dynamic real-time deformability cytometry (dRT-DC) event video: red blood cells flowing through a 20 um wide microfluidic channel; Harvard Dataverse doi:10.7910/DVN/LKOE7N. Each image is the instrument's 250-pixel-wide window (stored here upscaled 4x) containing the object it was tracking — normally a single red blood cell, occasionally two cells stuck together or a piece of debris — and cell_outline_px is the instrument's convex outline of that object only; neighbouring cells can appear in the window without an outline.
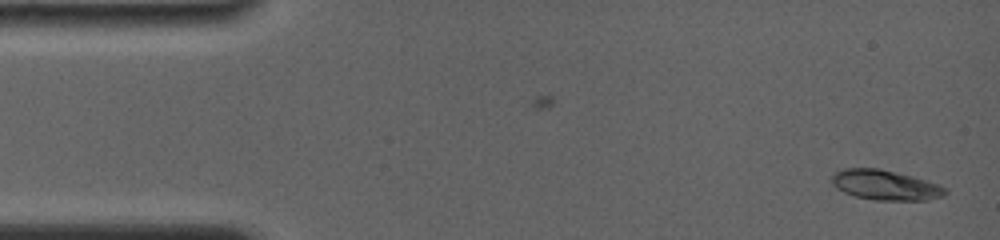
{"species": "common noctule bat (a hibernating species)", "species_latin": "Nyctalus noctula", "temperature_condition": "room temperature", "stored_images_in_passage": 38, "camera_frame_rate_fps": 4000, "um_per_image_px": 0.085, "animal": {"sex": "female", "body_mass_g": 19.0, "forearm_length_mm": 56.7}, "frame": {"image": 1, "passage_image": 1, "time_ms": 0.0, "image_size_px": [1000, 240], "cell_outline_px": [[948, 192], [944, 196], [928, 200], [876, 200], [856, 196], [844, 192], [836, 188], [832, 184], [832, 176], [836, 172], [844, 168], [880, 168], [912, 176], [948, 188]], "centroid_in_image_um": [75.26, 15.73], "position_along_channel_um": 9.7, "area_um2": 19.77}}
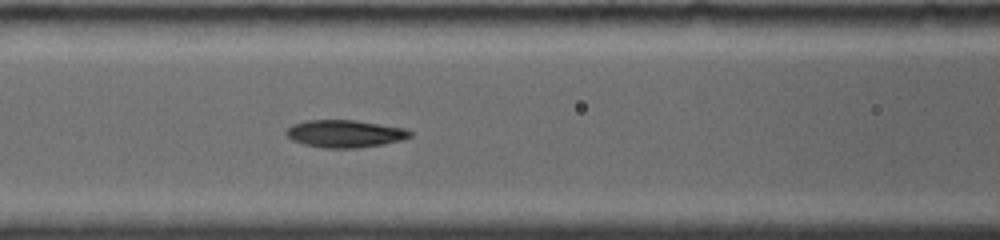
{"frame": {"image": 2, "passage_image": 22, "time_ms": 6.25, "image_size_px": [1000, 240], "cell_outline_px": [[412, 136], [404, 140], [356, 148], [324, 148], [304, 144], [292, 140], [284, 132], [292, 124], [304, 120], [356, 120], [408, 128], [412, 132]], "centroid_in_image_um": [29.34, 11.35], "position_along_channel_um": 137.3, "area_um2": 20.0}}
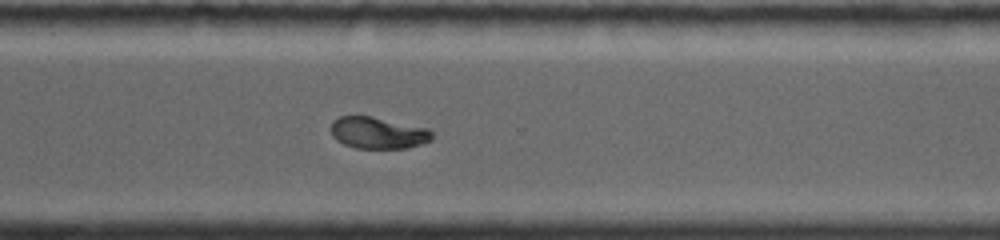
{"frame": {"image": 3, "passage_image": 38, "time_ms": 11.5, "image_size_px": [1000, 240], "cell_outline_px": [[432, 136], [428, 140], [420, 144], [408, 148], [356, 148], [344, 144], [336, 140], [332, 136], [332, 120], [340, 116], [372, 116], [428, 128], [432, 132]], "centroid_in_image_um": [32.1, 11.28], "position_along_channel_um": 338.5, "area_um2": 18.55}}